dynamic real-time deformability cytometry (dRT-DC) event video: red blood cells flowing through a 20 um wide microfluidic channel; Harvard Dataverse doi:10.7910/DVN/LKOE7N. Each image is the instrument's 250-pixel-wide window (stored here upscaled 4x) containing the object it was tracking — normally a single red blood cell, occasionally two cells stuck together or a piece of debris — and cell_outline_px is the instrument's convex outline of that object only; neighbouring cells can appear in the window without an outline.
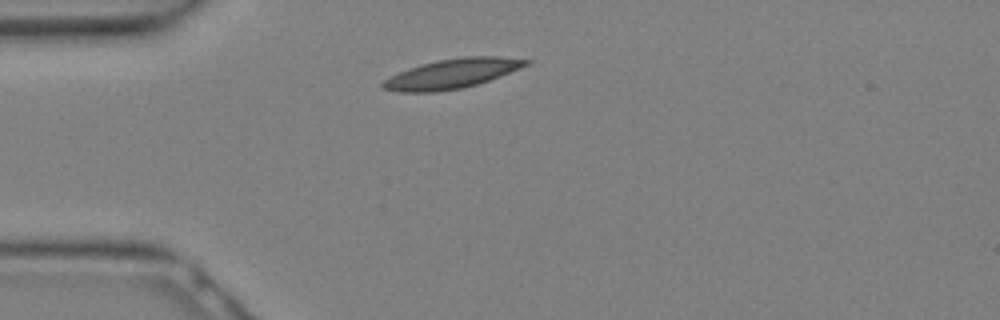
{"species": "Egyptian fruit bat (a non-hibernating species)", "species_latin": "Rousettus aegyptiacus", "temperature_condition": "warm", "stored_images_in_passage": 23, "camera_frame_rate_fps": 3000, "um_per_image_px": 0.085, "animal": {"sex": "female"}, "frame": {"image": 1, "passage_image": 1, "time_ms": 0.0, "image_size_px": [1000, 320], "cell_outline_px": [[532, 64], [500, 76], [476, 84], [460, 88], [436, 92], [400, 92], [380, 88], [380, 84], [384, 80], [408, 68], [440, 60], [464, 56], [496, 56], [532, 60]], "centroid_in_image_um": [38.45, 6.26], "position_along_channel_um": 46.5, "area_um2": 24.45}}
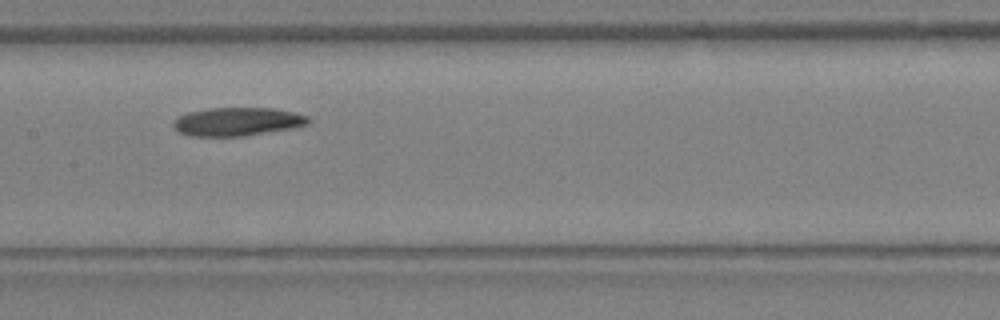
{"frame": {"image": 2, "passage_image": 8, "time_ms": 2.333, "image_size_px": [1000, 320], "cell_outline_px": [[312, 120], [308, 124], [292, 128], [240, 136], [188, 136], [176, 132], [172, 128], [172, 124], [180, 116], [188, 112], [208, 108], [272, 108], [296, 112], [308, 116]], "centroid_in_image_um": [20.16, 10.34], "position_along_channel_um": 187.2, "area_um2": 22.43}}
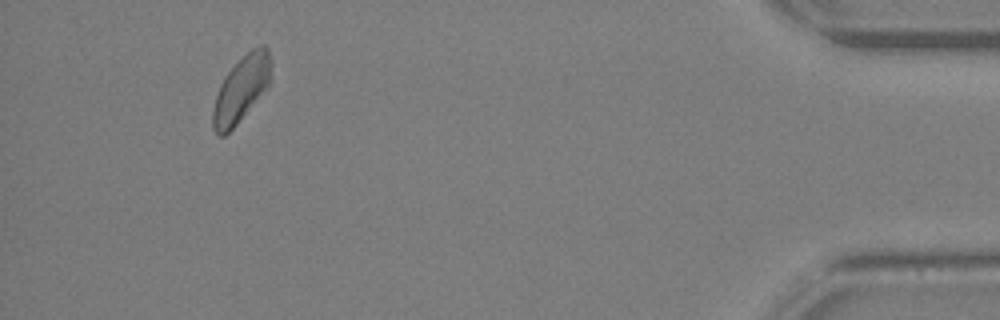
{"frame": {"image": 3, "passage_image": 21, "time_ms": 6.667, "image_size_px": [1000, 320], "cell_outline_px": [[272, 64], [268, 88], [236, 124], [224, 136], [220, 136], [212, 128], [212, 108], [220, 84], [224, 76], [252, 48], [260, 44], [264, 44], [268, 48], [272, 60]], "centroid_in_image_um": [20.52, 7.55], "position_along_channel_um": 414.7, "area_um2": 22.31}}